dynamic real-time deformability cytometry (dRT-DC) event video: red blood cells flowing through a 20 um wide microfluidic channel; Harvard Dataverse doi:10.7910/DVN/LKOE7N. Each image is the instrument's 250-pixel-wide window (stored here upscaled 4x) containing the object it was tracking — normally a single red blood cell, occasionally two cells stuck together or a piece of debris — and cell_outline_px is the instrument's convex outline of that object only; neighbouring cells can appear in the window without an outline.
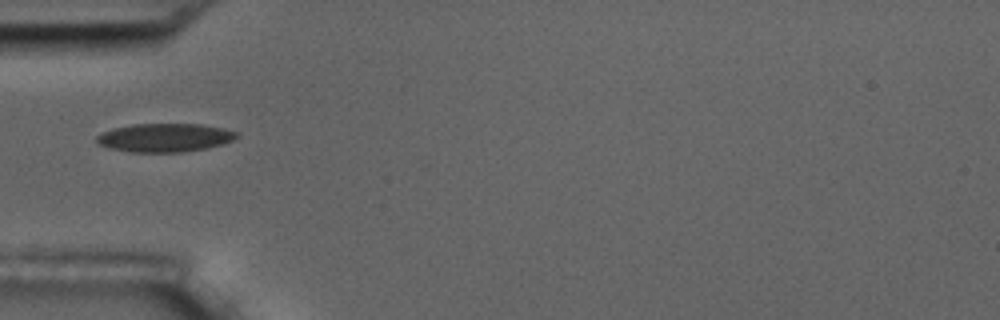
{"species": "common noctule bat (a hibernating species)", "species_latin": "Nyctalus noctula", "temperature_condition": "room temperature", "stored_images_in_passage": 11, "camera_frame_rate_fps": 3000, "um_per_image_px": 0.085, "animal": {"sex": "male", "body_mass_g": 17.5, "forearm_length_mm": 52.3}, "frame": {"image": 1, "passage_image": 1, "time_ms": 0.0, "image_size_px": [1000, 320], "cell_outline_px": [[240, 136], [224, 144], [208, 148], [184, 152], [128, 152], [108, 148], [96, 144], [96, 136], [100, 132], [112, 128], [132, 124], [200, 124], [224, 128], [240, 132]], "centroid_in_image_um": [14.0, 11.7], "position_along_channel_um": 71.0, "area_um2": 23.76}}
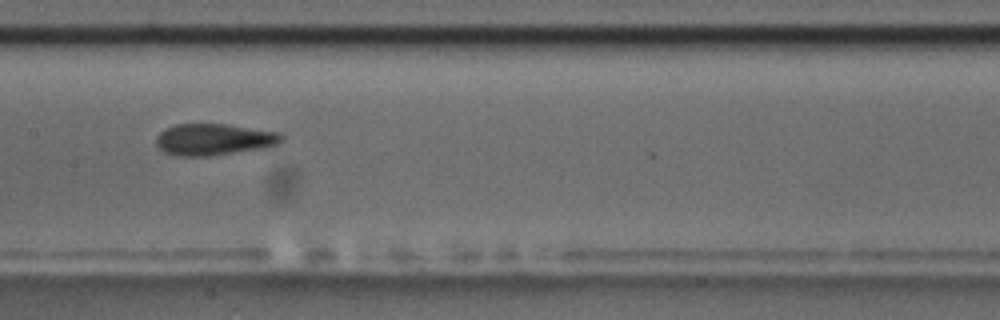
{"frame": {"image": 2, "passage_image": 4, "time_ms": 3.333, "image_size_px": [1000, 320], "cell_outline_px": [[284, 140], [268, 148], [208, 156], [176, 156], [164, 152], [156, 144], [156, 136], [164, 128], [176, 124], [228, 124], [280, 132], [284, 136]], "centroid_in_image_um": [18.21, 11.85], "position_along_channel_um": 189.2, "area_um2": 23.41}}
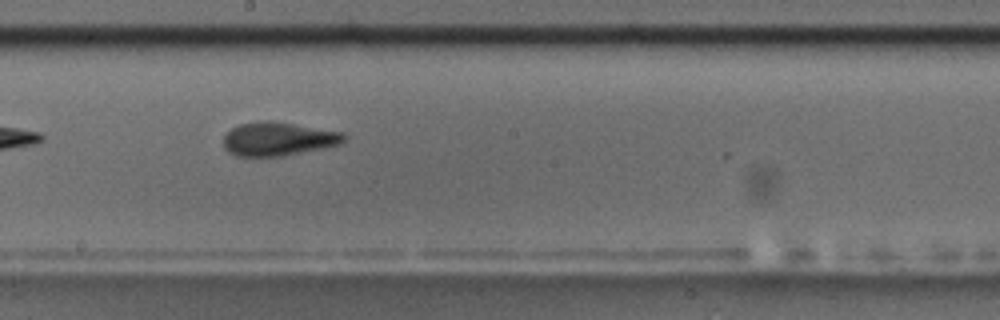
{"frame": {"image": 3, "passage_image": 5, "time_ms": 4.333, "image_size_px": [1000, 320], "cell_outline_px": [[348, 136], [340, 144], [280, 156], [236, 156], [228, 152], [224, 148], [224, 136], [232, 128], [240, 124], [264, 120], [268, 120], [344, 132]], "centroid_in_image_um": [23.63, 11.8], "position_along_channel_um": 224.6, "area_um2": 23.35}, "authors_computed_cell_mechanics": {"area_um2": 23.409, "velocity_mm_per_s": 3.5495, "shape_relaxation_time_tau1_ms": 5.2651, "shape_relaxation_time_tau2_ms": 2.1997, "deformation_change_tau1": 0.0919, "deformation_change_tau2": 0.0713}}